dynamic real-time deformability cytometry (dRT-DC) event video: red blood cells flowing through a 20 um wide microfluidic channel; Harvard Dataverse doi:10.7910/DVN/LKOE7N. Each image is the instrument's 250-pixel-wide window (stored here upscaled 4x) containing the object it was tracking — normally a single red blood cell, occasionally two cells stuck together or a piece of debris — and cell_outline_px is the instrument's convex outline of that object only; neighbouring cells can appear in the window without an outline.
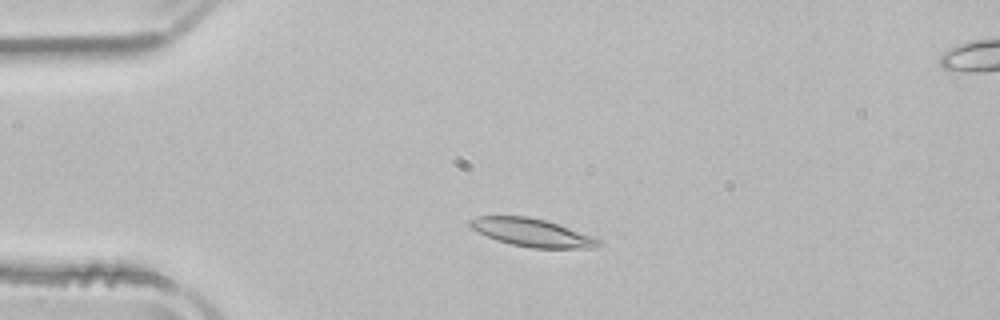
{"species": "common noctule bat (a hibernating species)", "species_latin": "Nyctalus noctula", "temperature_condition": "room temperature", "stored_images_in_passage": 48, "camera_frame_rate_fps": 3000, "um_per_image_px": 0.085, "animal": {"sex": "male", "body_mass_g": 21.5, "forearm_length_mm": 52.0}, "frame": {"image": 1, "passage_image": 8, "time_ms": 2.333, "image_size_px": [1000, 320], "cell_outline_px": [[604, 244], [596, 248], [532, 248], [512, 244], [496, 240], [472, 228], [468, 224], [468, 220], [476, 216], [528, 216], [544, 220], [568, 228], [600, 240]], "centroid_in_image_um": [45.2, 19.77], "position_along_channel_um": 39.8, "area_um2": 20.63}}
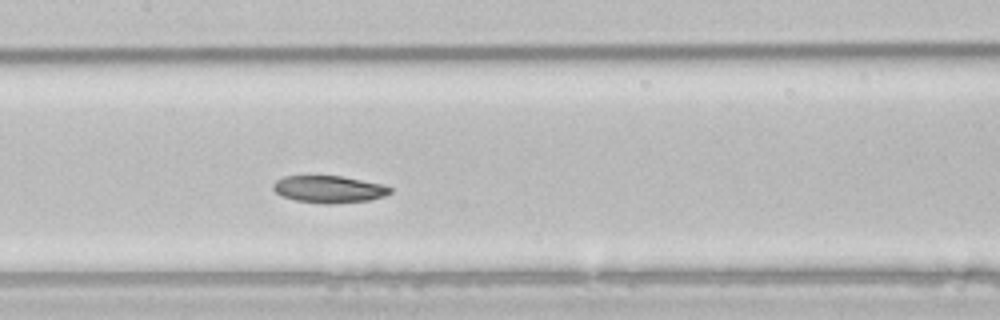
{"frame": {"image": 2, "passage_image": 21, "time_ms": 6.667, "image_size_px": [1000, 320], "cell_outline_px": [[392, 192], [384, 196], [368, 200], [328, 204], [324, 204], [296, 200], [280, 196], [272, 188], [272, 184], [276, 180], [284, 176], [344, 176], [384, 184], [392, 188]], "centroid_in_image_um": [27.96, 16.07], "position_along_channel_um": 179.4, "area_um2": 18.61}}
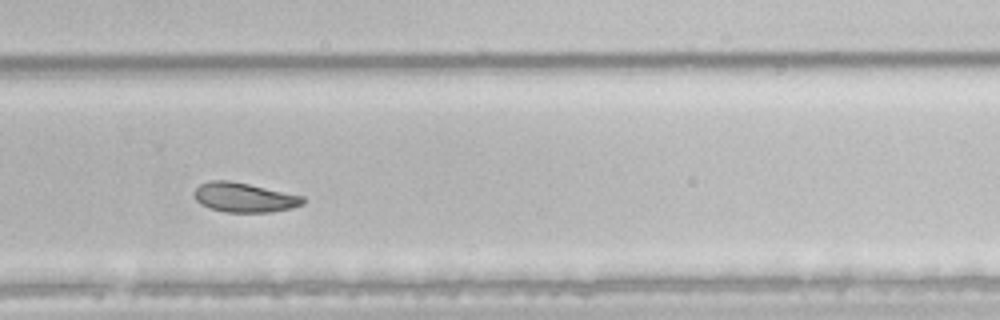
{"frame": {"image": 3, "passage_image": 31, "time_ms": 10.0, "image_size_px": [1000, 320], "cell_outline_px": [[308, 200], [304, 204], [292, 208], [272, 212], [224, 212], [208, 208], [200, 204], [196, 200], [192, 192], [200, 184], [208, 180], [228, 180], [248, 184], [304, 196]], "centroid_in_image_um": [20.76, 16.79], "position_along_channel_um": 309.0, "area_um2": 18.96}, "authors_computed_cell_mechanics": {"area_um2": 20.5479, "velocity_mm_per_s": 3.9064, "shape_relaxation_time_tau1_ms": 3.7928, "shape_relaxation_time_tau2_ms": 9.3575, "deformation_change_tau1": 0.117, "deformation_change_tau2": 0.1401}}